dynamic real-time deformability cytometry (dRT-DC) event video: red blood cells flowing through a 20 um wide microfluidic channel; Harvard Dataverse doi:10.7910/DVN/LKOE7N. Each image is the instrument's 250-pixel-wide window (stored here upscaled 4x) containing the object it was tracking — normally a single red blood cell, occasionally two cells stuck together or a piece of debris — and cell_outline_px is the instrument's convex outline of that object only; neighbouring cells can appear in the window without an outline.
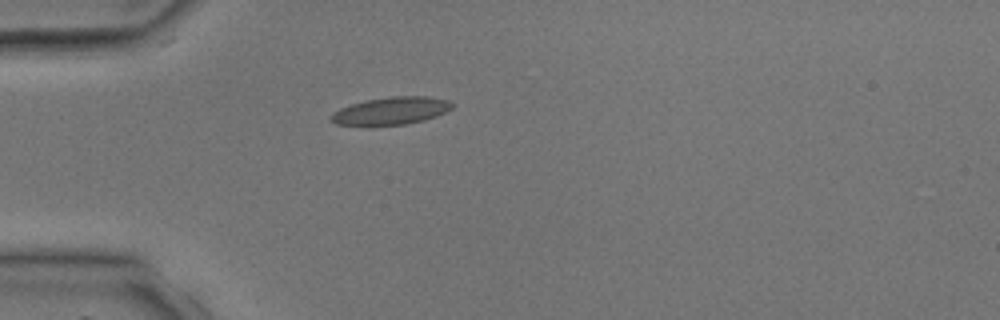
{"species": "common noctule bat (a hibernating species)", "species_latin": "Nyctalus noctula", "temperature_condition": "room temperature", "stored_images_in_passage": 3, "camera_frame_rate_fps": 3000, "um_per_image_px": 0.085, "animal": {"sex": "male", "body_mass_g": 17.9, "forearm_length_mm": 54.2}, "frame": {"image": 1, "passage_image": 3, "time_ms": 2.667, "image_size_px": [1000, 320], "cell_outline_px": [[456, 104], [452, 108], [436, 116], [424, 120], [408, 124], [368, 128], [336, 124], [328, 120], [328, 116], [332, 112], [340, 108], [364, 100], [392, 96], [428, 96], [448, 100]], "centroid_in_image_um": [33.16, 9.46], "position_along_channel_um": 51.8, "area_um2": 20.4}}